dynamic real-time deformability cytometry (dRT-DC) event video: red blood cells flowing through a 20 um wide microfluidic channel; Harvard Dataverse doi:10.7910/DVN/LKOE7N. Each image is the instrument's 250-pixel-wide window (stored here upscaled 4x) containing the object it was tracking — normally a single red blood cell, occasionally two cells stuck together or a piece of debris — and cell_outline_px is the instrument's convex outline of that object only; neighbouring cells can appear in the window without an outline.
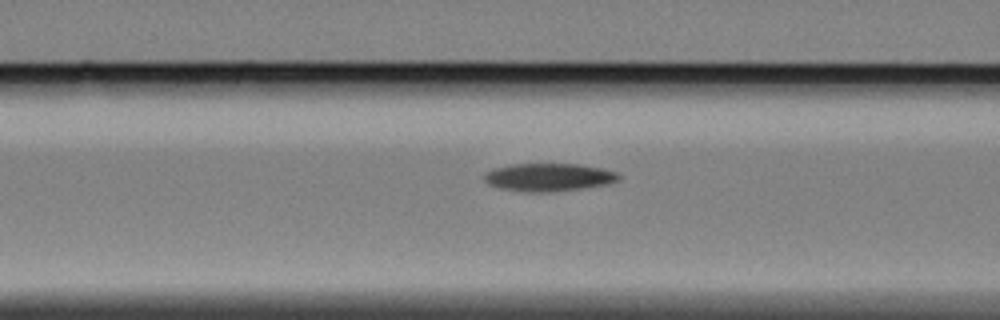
{"species": "Egyptian fruit bat (a non-hibernating species)", "species_latin": "Rousettus aegyptiacus", "temperature_condition": "cold", "stored_images_in_passage": 34, "camera_frame_rate_fps": 3000, "um_per_image_px": 0.085, "animal": {"sex": "female"}, "frame": {"image": 1, "passage_image": 6, "time_ms": 1.667, "image_size_px": [1000, 320], "cell_outline_px": [[620, 176], [616, 180], [604, 184], [580, 188], [544, 192], [528, 192], [500, 188], [488, 184], [484, 180], [484, 176], [488, 172], [496, 168], [512, 164], [580, 164], [600, 168], [616, 172]], "centroid_in_image_um": [46.6, 15.06], "position_along_channel_um": 120.0, "area_um2": 21.33}}
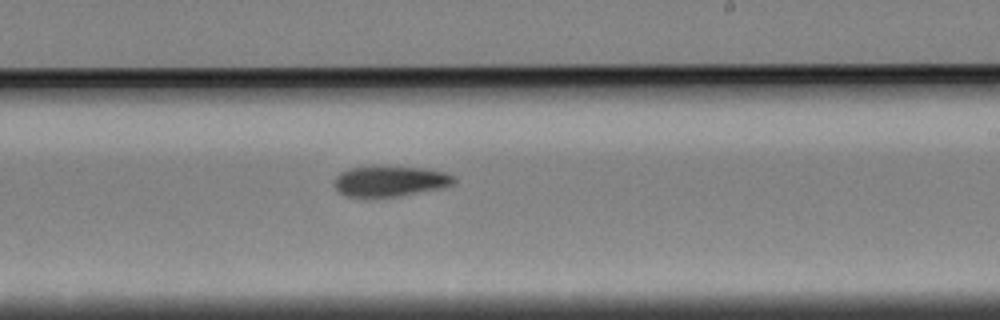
{"frame": {"image": 2, "passage_image": 18, "time_ms": 5.667, "image_size_px": [1000, 320], "cell_outline_px": [[456, 180], [452, 184], [440, 188], [396, 196], [348, 196], [340, 192], [332, 184], [336, 176], [340, 172], [352, 168], [424, 168], [444, 172], [452, 176]], "centroid_in_image_um": [33.13, 15.41], "position_along_channel_um": 255.9, "area_um2": 20.35}}
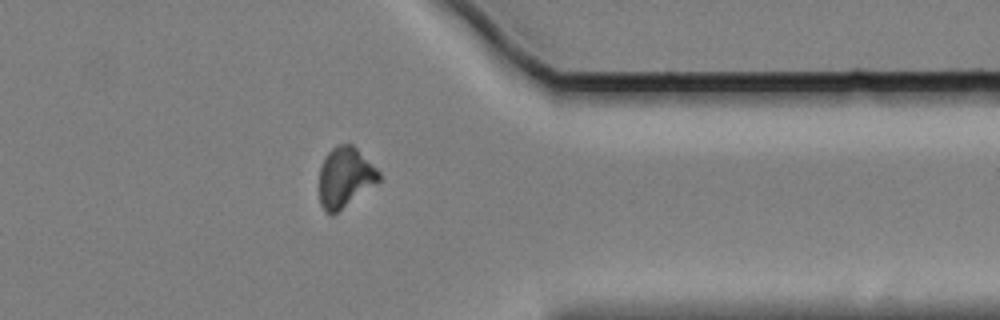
{"frame": {"image": 3, "passage_image": 30, "time_ms": 9.667, "image_size_px": [1000, 320], "cell_outline_px": [[380, 180], [332, 216], [320, 204], [320, 168], [328, 152], [336, 144], [352, 144], [380, 172]], "centroid_in_image_um": [29.32, 15.06], "position_along_channel_um": 382.1, "area_um2": 20.46}}